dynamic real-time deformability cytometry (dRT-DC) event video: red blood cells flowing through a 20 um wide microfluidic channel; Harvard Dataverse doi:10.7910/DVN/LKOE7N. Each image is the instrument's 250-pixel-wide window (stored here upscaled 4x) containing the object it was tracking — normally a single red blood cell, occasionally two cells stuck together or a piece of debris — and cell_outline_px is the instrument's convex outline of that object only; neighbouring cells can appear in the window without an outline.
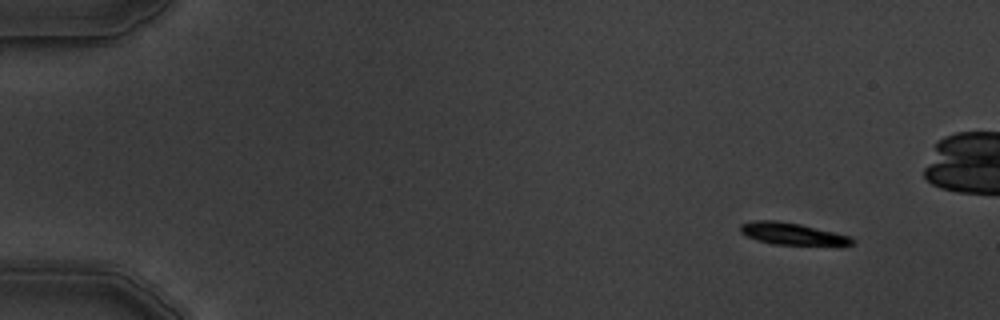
{"species": "common noctule bat (a hibernating species)", "species_latin": "Nyctalus noctula", "temperature_condition": "warm", "stored_images_in_passage": 6, "camera_frame_rate_fps": 3000, "um_per_image_px": 0.085, "animal": {"sex": "male", "body_mass_g": 19.5, "forearm_length_mm": 54.6}, "frame": {"image": 1, "passage_image": 1, "time_ms": 0.0, "image_size_px": [1000, 320], "cell_outline_px": [[856, 244], [840, 248], [772, 244], [756, 240], [740, 232], [740, 224], [752, 220], [776, 220], [800, 224], [852, 236], [856, 240]], "centroid_in_image_um": [67.52, 19.93], "position_along_channel_um": 17.5, "area_um2": 15.37}}
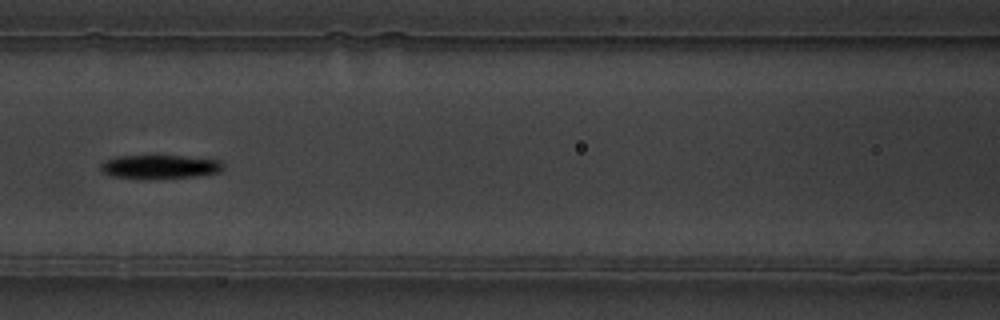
{"frame": {"image": 2, "passage_image": 6, "time_ms": 6.667, "image_size_px": [1000, 320], "cell_outline_px": [[224, 168], [220, 172], [196, 176], [112, 176], [104, 172], [100, 168], [100, 164], [104, 160], [116, 156], [180, 156], [220, 160], [224, 164]], "centroid_in_image_um": [13.62, 14.12], "position_along_channel_um": 153.0, "area_um2": 16.01}}